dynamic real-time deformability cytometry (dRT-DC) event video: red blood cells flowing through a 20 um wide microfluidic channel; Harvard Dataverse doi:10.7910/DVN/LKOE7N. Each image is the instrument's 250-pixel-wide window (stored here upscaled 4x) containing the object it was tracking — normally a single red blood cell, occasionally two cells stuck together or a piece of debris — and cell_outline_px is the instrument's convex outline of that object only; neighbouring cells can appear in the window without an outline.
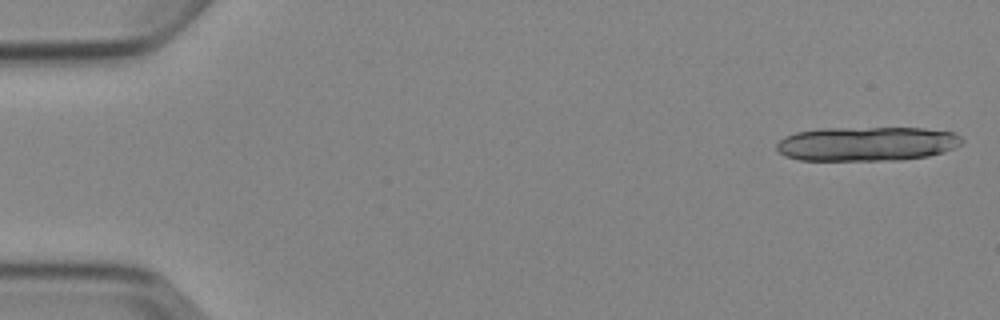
{"species": "Egyptian fruit bat (a non-hibernating species)", "species_latin": "Rousettus aegyptiacus", "temperature_condition": "cold", "stored_images_in_passage": 6, "camera_frame_rate_fps": 3000, "um_per_image_px": 0.085, "animal": {"sex": "female"}, "frame": {"image": 1, "passage_image": 1, "time_ms": 0.0, "image_size_px": [1000, 320], "cell_outline_px": [[964, 140], [960, 144], [944, 152], [928, 156], [900, 160], [800, 160], [784, 156], [776, 148], [776, 144], [784, 136], [796, 132], [816, 128], [924, 128], [956, 132]], "centroid_in_image_um": [73.67, 12.22], "position_along_channel_um": 11.3, "area_um2": 37.34}}